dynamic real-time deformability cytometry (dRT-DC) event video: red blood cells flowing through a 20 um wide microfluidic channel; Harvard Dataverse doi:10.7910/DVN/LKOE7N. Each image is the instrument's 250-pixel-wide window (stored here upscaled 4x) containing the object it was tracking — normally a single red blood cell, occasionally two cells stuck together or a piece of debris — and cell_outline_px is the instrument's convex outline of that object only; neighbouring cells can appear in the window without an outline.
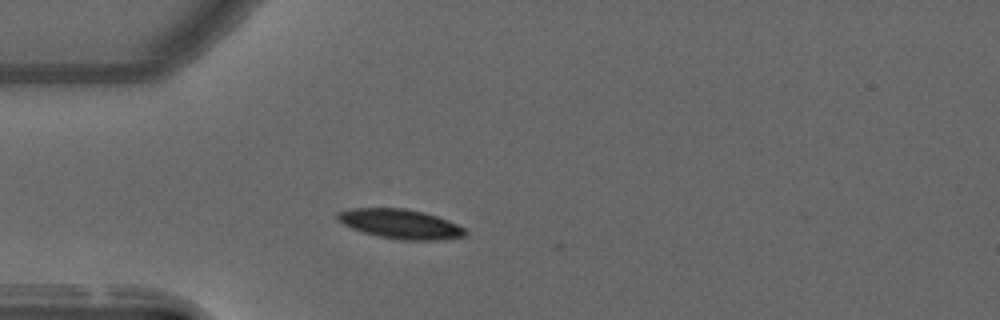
{"species": "common noctule bat (a hibernating species)", "species_latin": "Nyctalus noctula", "temperature_condition": "warm", "stored_images_in_passage": 3, "camera_frame_rate_fps": 3000, "um_per_image_px": 0.085, "animal": {"sex": "male", "forearm_length_mm": 52.5}, "frame": {"image": 1, "passage_image": 1, "time_ms": 0.0, "image_size_px": [1000, 320], "cell_outline_px": [[468, 232], [464, 236], [440, 240], [400, 240], [376, 236], [352, 228], [336, 220], [336, 212], [352, 208], [404, 208], [424, 212], [448, 220], [464, 228]], "centroid_in_image_um": [34.01, 19.03], "position_along_channel_um": 51.0, "area_um2": 22.02}}